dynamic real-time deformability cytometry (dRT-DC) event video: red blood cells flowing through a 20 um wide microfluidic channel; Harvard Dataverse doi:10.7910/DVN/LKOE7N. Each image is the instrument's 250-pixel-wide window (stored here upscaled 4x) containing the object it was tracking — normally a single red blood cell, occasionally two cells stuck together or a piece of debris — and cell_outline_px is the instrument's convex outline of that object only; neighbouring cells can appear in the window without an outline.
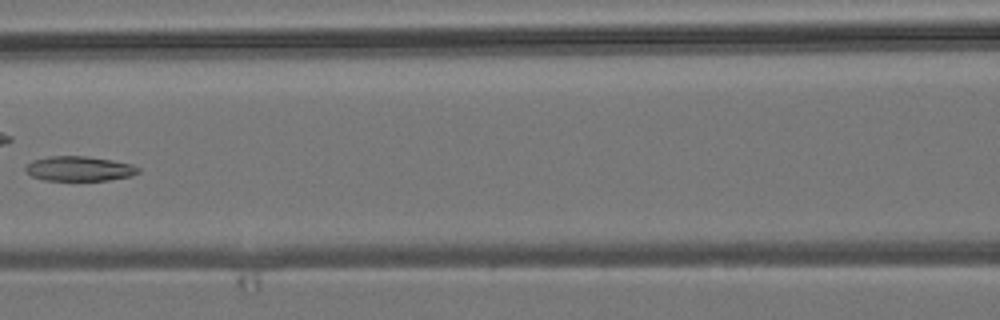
{"species": "common noctule bat (a hibernating species)", "species_latin": "Nyctalus noctula", "temperature_condition": "room temperature", "stored_images_in_passage": 8, "camera_frame_rate_fps": 3000, "um_per_image_px": 0.085, "animal": {"sex": "male", "body_mass_g": 19.2, "forearm_length_mm": 51.8}, "frame": {"image": 1, "passage_image": 7, "time_ms": 7.667, "image_size_px": [1000, 320], "cell_outline_px": [[140, 172], [128, 176], [108, 180], [44, 180], [32, 176], [24, 168], [32, 160], [48, 156], [84, 156], [112, 160], [132, 164], [140, 168]], "centroid_in_image_um": [6.73, 14.33], "position_along_channel_um": 159.9, "area_um2": 16.13}}
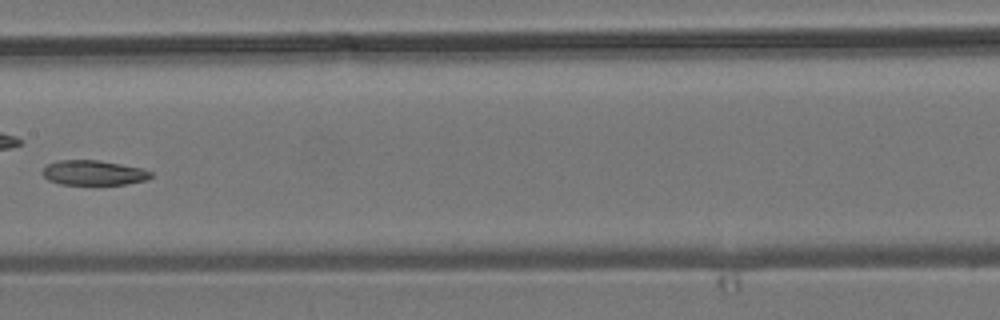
{"frame": {"image": 2, "passage_image": 8, "time_ms": 8.667, "image_size_px": [1000, 320], "cell_outline_px": [[152, 176], [148, 180], [124, 184], [60, 184], [48, 180], [44, 176], [44, 168], [48, 164], [60, 160], [100, 160], [140, 168], [152, 172]], "centroid_in_image_um": [7.98, 14.68], "position_along_channel_um": 199.4, "area_um2": 15.49}}